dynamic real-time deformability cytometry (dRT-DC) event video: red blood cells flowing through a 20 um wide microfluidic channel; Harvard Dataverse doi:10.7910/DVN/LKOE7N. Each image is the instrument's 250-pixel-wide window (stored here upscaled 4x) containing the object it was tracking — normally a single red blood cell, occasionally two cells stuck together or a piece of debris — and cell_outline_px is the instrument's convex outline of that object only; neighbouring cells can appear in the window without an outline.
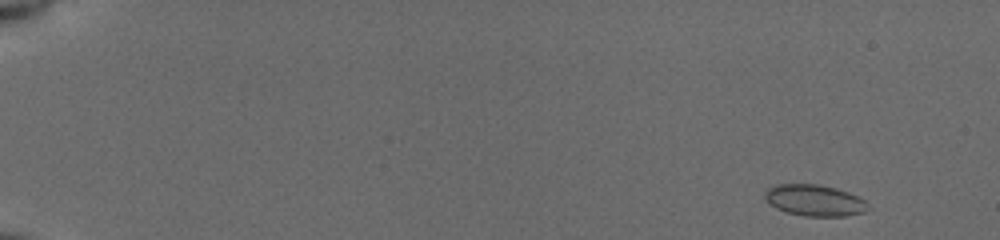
{"species": "common noctule bat (a hibernating species)", "species_latin": "Nyctalus noctula", "temperature_condition": "cold", "stored_images_in_passage": 13, "camera_frame_rate_fps": 3000, "um_per_image_px": 0.085, "animal": {"sex": "female", "body_mass_g": 19.5, "forearm_length_mm": 54.1}, "frame": {"image": 1, "passage_image": 3, "time_ms": 0.667, "image_size_px": [1000, 240], "cell_outline_px": [[868, 208], [864, 212], [844, 216], [804, 216], [784, 212], [776, 208], [764, 196], [764, 192], [768, 188], [776, 184], [820, 184], [836, 188], [848, 192], [864, 200], [868, 204]], "centroid_in_image_um": [69.22, 17.03], "position_along_channel_um": 15.8, "area_um2": 18.79}}